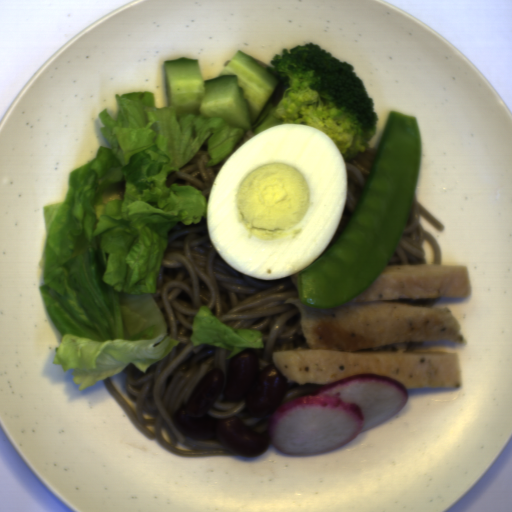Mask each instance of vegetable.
<instances>
[{"instance_id": "add77e79", "label": "vegetable", "mask_w": 512, "mask_h": 512, "mask_svg": "<svg viewBox=\"0 0 512 512\" xmlns=\"http://www.w3.org/2000/svg\"><path fill=\"white\" fill-rule=\"evenodd\" d=\"M98 117L107 146L68 174L64 202L43 208L45 311L61 342L52 363L84 390L129 364L143 373L179 347L153 297L174 224L201 222L209 201L193 186L167 187L208 137V166L245 130L196 112L156 108L152 91L115 96Z\"/></svg>"}, {"instance_id": "ea0f7189", "label": "vegetable", "mask_w": 512, "mask_h": 512, "mask_svg": "<svg viewBox=\"0 0 512 512\" xmlns=\"http://www.w3.org/2000/svg\"><path fill=\"white\" fill-rule=\"evenodd\" d=\"M190 344H209L229 350L226 359L246 349H263L260 330L236 329L222 323L208 306H201L192 319Z\"/></svg>"}]
</instances>
